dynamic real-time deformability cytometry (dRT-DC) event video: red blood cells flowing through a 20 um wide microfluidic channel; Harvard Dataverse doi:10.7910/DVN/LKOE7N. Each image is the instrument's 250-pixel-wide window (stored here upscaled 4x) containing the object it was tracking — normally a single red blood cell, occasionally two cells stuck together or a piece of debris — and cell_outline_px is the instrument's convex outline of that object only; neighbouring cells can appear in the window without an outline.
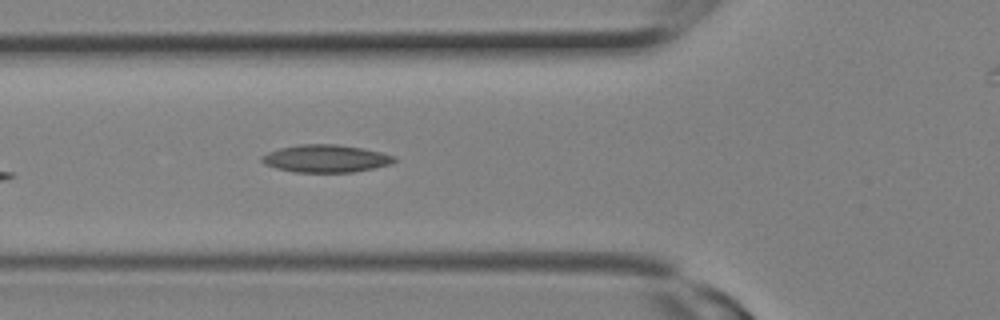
{"species": "Egyptian fruit bat (a non-hibernating species)", "species_latin": "Rousettus aegyptiacus", "temperature_condition": "room temperature", "stored_images_in_passage": 2, "camera_frame_rate_fps": 3000, "um_per_image_px": 0.085, "animal": {"sex": "female"}, "frame": {"image": 1, "passage_image": 2, "time_ms": 0.333, "image_size_px": [1000, 320], "cell_outline_px": [[396, 160], [392, 164], [352, 172], [292, 172], [276, 168], [264, 164], [260, 160], [260, 156], [268, 152], [280, 148], [300, 144], [336, 144], [360, 148], [380, 152], [396, 156]], "centroid_in_image_um": [27.66, 13.48], "position_along_channel_um": 98.1, "area_um2": 21.27}}